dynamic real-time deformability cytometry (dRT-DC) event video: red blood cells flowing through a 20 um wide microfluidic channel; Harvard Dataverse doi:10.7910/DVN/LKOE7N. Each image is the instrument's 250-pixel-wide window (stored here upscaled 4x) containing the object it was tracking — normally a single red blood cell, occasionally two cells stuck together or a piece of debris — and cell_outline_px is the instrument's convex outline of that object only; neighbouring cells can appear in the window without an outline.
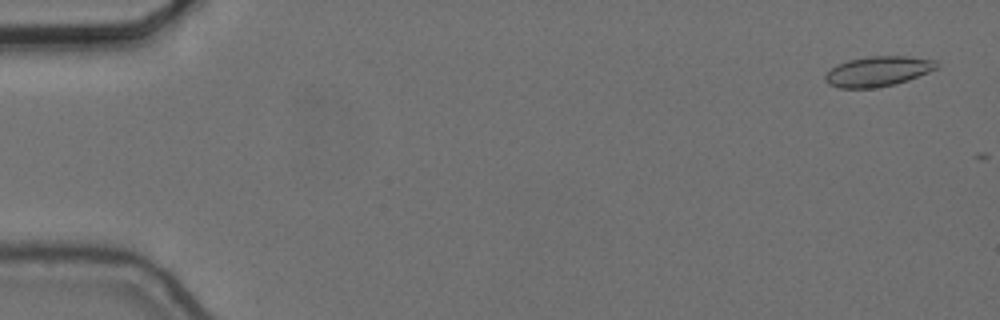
{"species": "common noctule bat (a hibernating species)", "species_latin": "Nyctalus noctula", "temperature_condition": "cold", "stored_images_in_passage": 18, "camera_frame_rate_fps": 3000, "um_per_image_px": 0.085, "animal": {"sex": "female", "body_mass_g": 24.6, "forearm_length_mm": 56.2}, "frame": {"image": 1, "passage_image": 3, "time_ms": 0.667, "image_size_px": [1000, 320], "cell_outline_px": [[940, 68], [908, 80], [896, 84], [872, 88], [840, 88], [828, 84], [824, 80], [824, 76], [836, 64], [848, 60], [868, 56], [904, 56], [936, 60], [940, 64]], "centroid_in_image_um": [74.65, 6.06], "position_along_channel_um": 10.4, "area_um2": 19.71}}
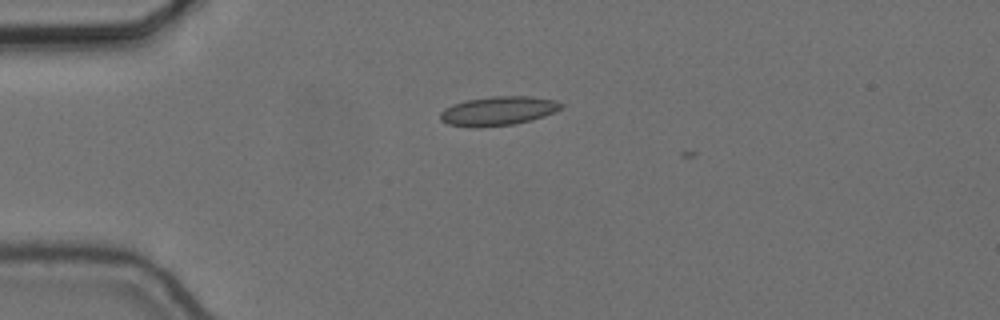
{"frame": {"image": 2, "passage_image": 15, "time_ms": 4.667, "image_size_px": [1000, 320], "cell_outline_px": [[564, 104], [556, 112], [544, 116], [512, 124], [476, 128], [448, 124], [440, 120], [440, 112], [444, 108], [452, 104], [468, 100], [492, 96], [532, 96], [556, 100]], "centroid_in_image_um": [42.33, 9.42], "position_along_channel_um": 42.7, "area_um2": 20.46}}